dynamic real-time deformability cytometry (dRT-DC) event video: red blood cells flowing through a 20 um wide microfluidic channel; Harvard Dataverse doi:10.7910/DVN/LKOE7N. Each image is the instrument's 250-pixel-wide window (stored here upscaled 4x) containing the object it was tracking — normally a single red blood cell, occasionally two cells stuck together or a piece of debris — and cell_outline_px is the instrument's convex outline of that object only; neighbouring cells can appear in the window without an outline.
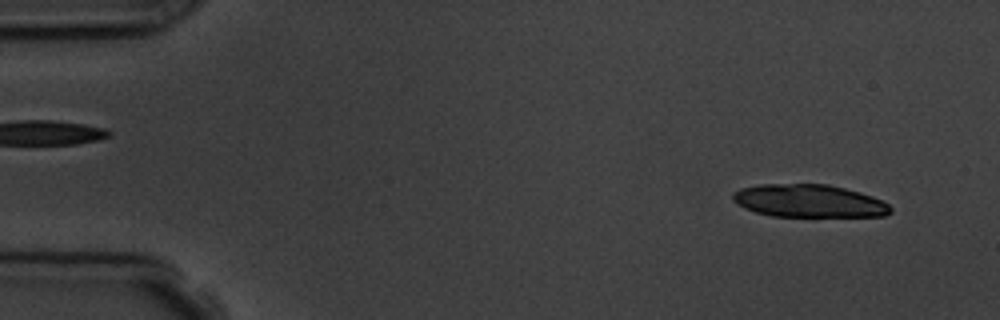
{"species": "common noctule bat (a hibernating species)", "species_latin": "Nyctalus noctula", "temperature_condition": "room temperature", "stored_images_in_passage": 6, "segment_of_instrument_passage": [2, 2], "camera_frame_rate_fps": 3000, "um_per_image_px": 0.085, "animal": {"sex": "male", "body_mass_g": 19.5, "forearm_length_mm": 54.6}, "frame": {"image": 1, "passage_image": 6, "time_ms": 5.667, "image_size_px": [1000, 320], "cell_outline_px": [[892, 212], [884, 216], [772, 216], [756, 212], [744, 208], [732, 200], [732, 192], [740, 188], [760, 184], [828, 184], [860, 192], [884, 200], [892, 208]], "centroid_in_image_um": [68.76, 17.07], "position_along_channel_um": 16.2, "area_um2": 30.29}}